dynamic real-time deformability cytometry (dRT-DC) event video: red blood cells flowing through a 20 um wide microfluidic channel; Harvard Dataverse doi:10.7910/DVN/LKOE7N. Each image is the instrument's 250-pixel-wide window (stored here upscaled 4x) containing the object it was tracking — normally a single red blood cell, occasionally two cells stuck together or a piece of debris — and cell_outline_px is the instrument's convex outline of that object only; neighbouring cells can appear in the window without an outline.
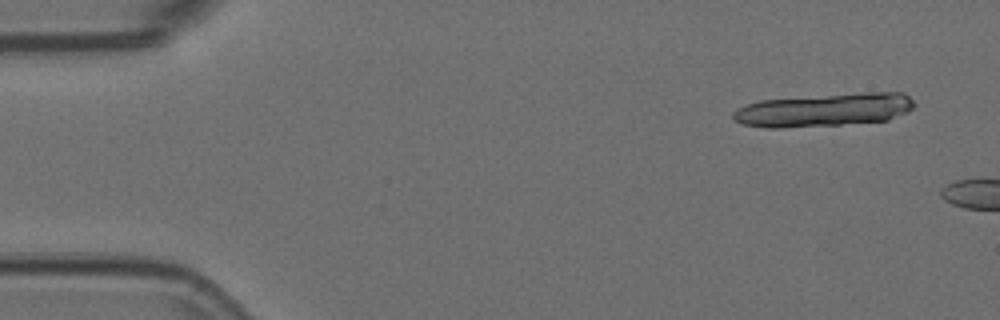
{"species": "Egyptian fruit bat (a non-hibernating species)", "species_latin": "Rousettus aegyptiacus", "temperature_condition": "room temperature", "stored_images_in_passage": 2, "camera_frame_rate_fps": 3000, "um_per_image_px": 0.085, "animal": {"sex": "female"}, "frame": {"image": 1, "passage_image": 1, "time_ms": 0.0, "image_size_px": [1000, 320], "cell_outline_px": [[916, 104], [908, 112], [888, 120], [840, 124], [780, 128], [768, 128], [744, 124], [736, 120], [732, 116], [732, 112], [748, 104], [760, 100], [864, 92], [904, 92]], "centroid_in_image_um": [70.1, 9.33], "position_along_channel_um": 14.9, "area_um2": 34.8}}